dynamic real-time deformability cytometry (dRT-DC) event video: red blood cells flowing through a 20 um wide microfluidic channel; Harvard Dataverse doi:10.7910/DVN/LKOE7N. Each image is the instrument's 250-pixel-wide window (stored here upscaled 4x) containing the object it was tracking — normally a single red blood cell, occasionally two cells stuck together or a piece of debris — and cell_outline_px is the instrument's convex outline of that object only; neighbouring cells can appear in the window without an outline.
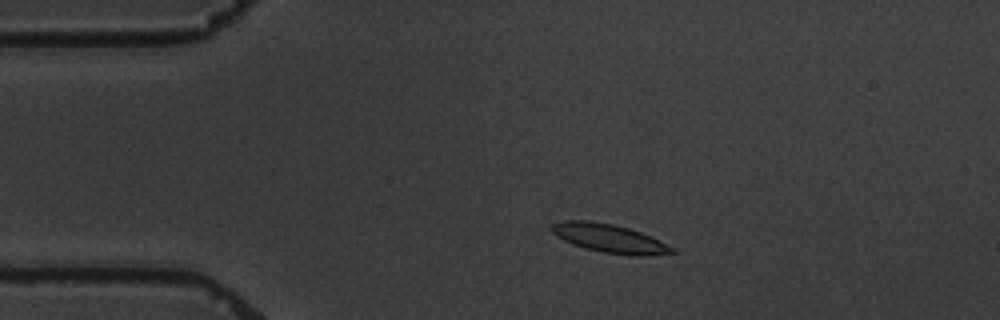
{"species": "common noctule bat (a hibernating species)", "species_latin": "Nyctalus noctula", "temperature_condition": "warm", "stored_images_in_passage": 6, "camera_frame_rate_fps": 3000, "um_per_image_px": 0.085, "animal": {"sex": "male", "body_mass_g": 19.5, "forearm_length_mm": 54.6}, "frame": {"image": 1, "passage_image": 2, "time_ms": 1.333, "image_size_px": [1000, 320], "cell_outline_px": [[676, 252], [644, 256], [632, 256], [604, 252], [584, 248], [564, 240], [556, 236], [548, 228], [552, 224], [564, 220], [592, 220], [612, 224], [628, 228], [640, 232], [676, 248]], "centroid_in_image_um": [51.77, 20.25], "position_along_channel_um": 33.2, "area_um2": 20.0}}
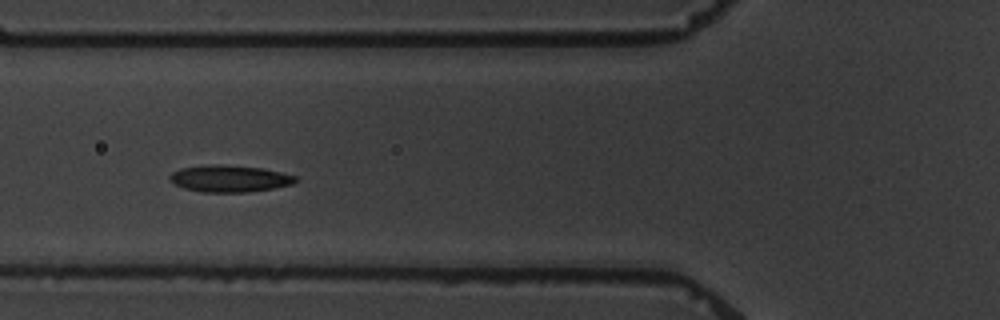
{"frame": {"image": 2, "passage_image": 5, "time_ms": 4.667, "image_size_px": [1000, 320], "cell_outline_px": [[300, 180], [292, 184], [272, 188], [248, 192], [200, 192], [184, 188], [168, 180], [168, 176], [172, 172], [180, 168], [212, 164], [220, 164], [264, 168], [296, 176]], "centroid_in_image_um": [19.5, 15.17], "position_along_channel_um": 106.3, "area_um2": 19.77}}
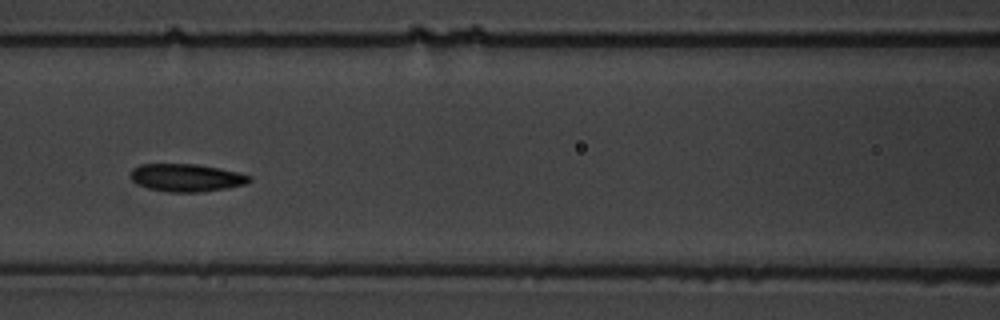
{"frame": {"image": 3, "passage_image": 6, "time_ms": 6.0, "image_size_px": [1000, 320], "cell_outline_px": [[252, 180], [244, 184], [228, 188], [200, 192], [168, 192], [148, 188], [136, 184], [132, 180], [132, 168], [140, 164], [196, 164], [236, 172], [252, 176]], "centroid_in_image_um": [15.83, 15.11], "position_along_channel_um": 150.8, "area_um2": 19.07}}